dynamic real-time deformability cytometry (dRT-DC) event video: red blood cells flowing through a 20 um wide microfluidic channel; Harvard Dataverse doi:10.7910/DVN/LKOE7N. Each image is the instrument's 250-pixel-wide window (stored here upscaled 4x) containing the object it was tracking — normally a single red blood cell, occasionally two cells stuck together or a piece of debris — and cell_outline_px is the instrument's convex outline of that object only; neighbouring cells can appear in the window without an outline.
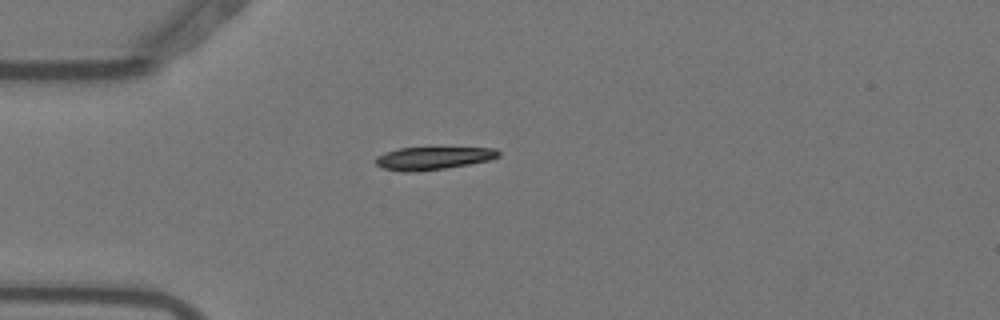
{"species": "Egyptian fruit bat (a non-hibernating species)", "species_latin": "Rousettus aegyptiacus", "temperature_condition": "warm", "stored_images_in_passage": 1, "camera_frame_rate_fps": 3000, "um_per_image_px": 0.085, "animal": {"sex": "female"}, "frame": {"image": 1, "passage_image": 1, "time_ms": 0.0, "image_size_px": [1000, 320], "cell_outline_px": [[500, 156], [488, 160], [468, 164], [444, 168], [416, 172], [404, 172], [384, 168], [376, 164], [376, 156], [384, 152], [400, 148], [496, 148], [500, 152]], "centroid_in_image_um": [36.79, 13.44], "position_along_channel_um": 48.2, "area_um2": 16.13}}